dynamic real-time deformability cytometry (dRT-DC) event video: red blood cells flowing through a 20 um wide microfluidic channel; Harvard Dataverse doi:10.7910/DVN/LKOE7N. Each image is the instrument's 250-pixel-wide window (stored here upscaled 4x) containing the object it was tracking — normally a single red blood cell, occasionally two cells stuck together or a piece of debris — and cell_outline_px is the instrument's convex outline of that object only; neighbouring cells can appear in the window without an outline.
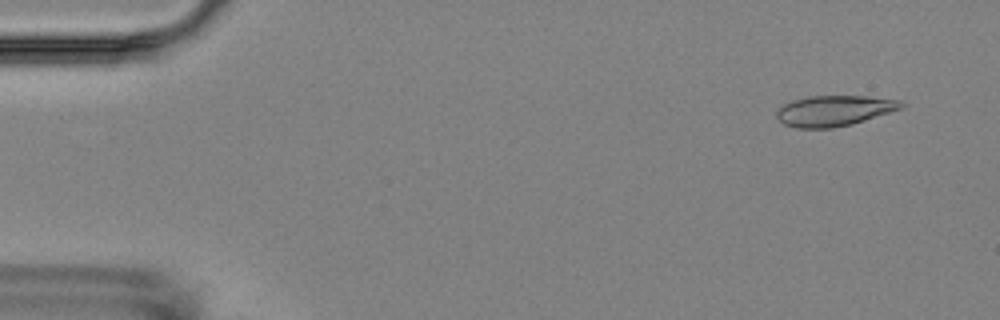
{"species": "Egyptian fruit bat (a non-hibernating species)", "species_latin": "Rousettus aegyptiacus", "temperature_condition": "room temperature", "stored_images_in_passage": 7, "camera_frame_rate_fps": 3000, "um_per_image_px": 0.085, "animal": {"sex": "female"}, "frame": {"image": 1, "passage_image": 2, "time_ms": 1.0, "image_size_px": [1000, 320], "cell_outline_px": [[904, 104], [900, 108], [852, 124], [832, 128], [796, 128], [784, 124], [776, 116], [776, 112], [784, 104], [792, 100], [808, 96], [868, 96], [900, 100]], "centroid_in_image_um": [70.86, 9.41], "position_along_channel_um": 14.1, "area_um2": 21.96}}
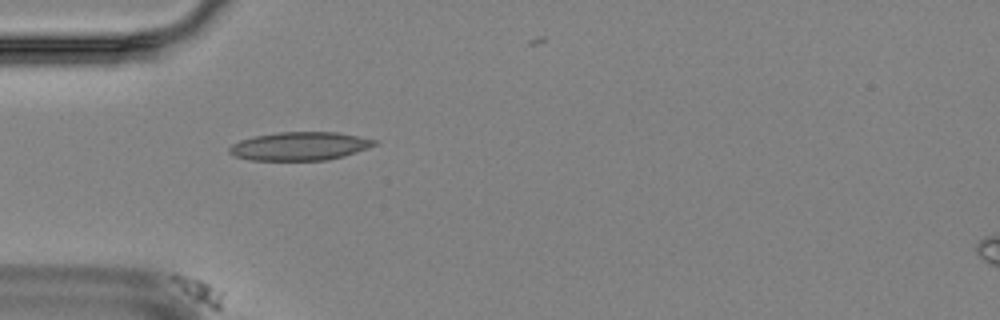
{"frame": {"image": 2, "passage_image": 5, "time_ms": 5.333, "image_size_px": [1000, 320], "cell_outline_px": [[376, 144], [368, 148], [344, 156], [324, 160], [252, 160], [236, 156], [228, 152], [228, 148], [232, 144], [240, 140], [252, 136], [276, 132], [340, 132], [376, 140]], "centroid_in_image_um": [25.46, 12.41], "position_along_channel_um": 59.5, "area_um2": 23.99}}